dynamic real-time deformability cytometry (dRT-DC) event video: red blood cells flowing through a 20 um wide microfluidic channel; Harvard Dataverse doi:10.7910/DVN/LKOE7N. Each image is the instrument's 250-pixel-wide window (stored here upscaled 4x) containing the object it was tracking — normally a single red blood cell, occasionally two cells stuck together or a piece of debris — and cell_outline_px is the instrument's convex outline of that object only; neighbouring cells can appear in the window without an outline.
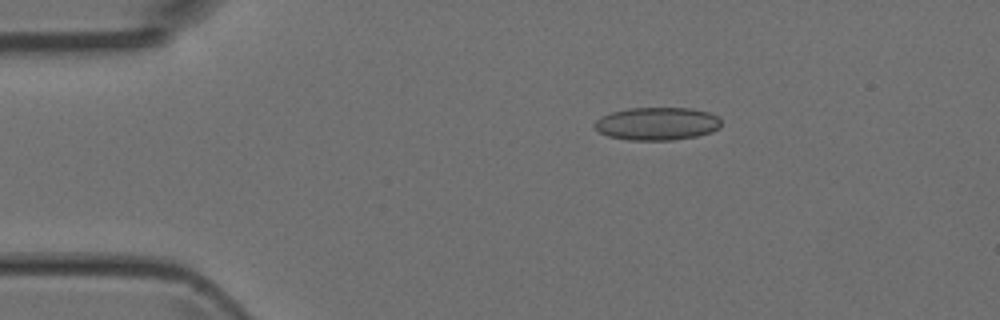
{"species": "Egyptian fruit bat (a non-hibernating species)", "species_latin": "Rousettus aegyptiacus", "temperature_condition": "room temperature", "stored_images_in_passage": 41, "camera_frame_rate_fps": 3000, "um_per_image_px": 0.085, "animal": {"sex": "female"}, "frame": {"image": 1, "passage_image": 1, "time_ms": 0.0, "image_size_px": [1000, 320], "cell_outline_px": [[720, 128], [712, 132], [696, 136], [672, 140], [628, 140], [608, 136], [600, 132], [596, 128], [596, 120], [612, 112], [628, 108], [692, 108], [708, 112], [716, 116], [720, 120]], "centroid_in_image_um": [55.88, 10.52], "position_along_channel_um": 29.1, "area_um2": 24.1}}
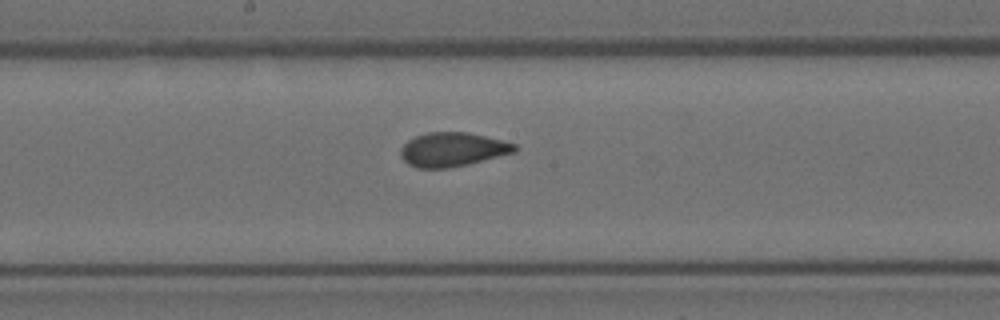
{"frame": {"image": 2, "passage_image": 18, "time_ms": 5.667, "image_size_px": [1000, 320], "cell_outline_px": [[516, 152], [468, 164], [448, 168], [416, 168], [408, 164], [400, 156], [400, 148], [408, 140], [416, 136], [428, 132], [468, 132], [516, 144]], "centroid_in_image_um": [38.43, 12.71], "position_along_channel_um": 209.8, "area_um2": 22.54}}
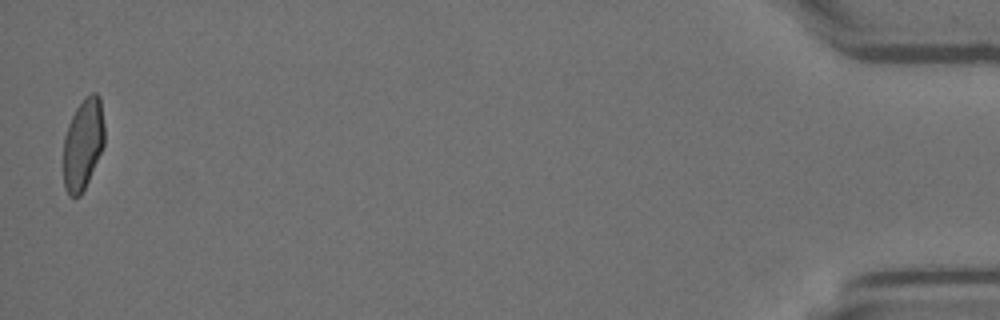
{"frame": {"image": 3, "passage_image": 41, "time_ms": 13.333, "image_size_px": [1000, 320], "cell_outline_px": [[104, 144], [88, 180], [80, 196], [68, 196], [64, 188], [64, 136], [68, 124], [76, 108], [84, 96], [92, 92], [96, 92], [100, 96], [104, 124]], "centroid_in_image_um": [7.05, 12.2], "position_along_channel_um": 428.1, "area_um2": 21.79}}